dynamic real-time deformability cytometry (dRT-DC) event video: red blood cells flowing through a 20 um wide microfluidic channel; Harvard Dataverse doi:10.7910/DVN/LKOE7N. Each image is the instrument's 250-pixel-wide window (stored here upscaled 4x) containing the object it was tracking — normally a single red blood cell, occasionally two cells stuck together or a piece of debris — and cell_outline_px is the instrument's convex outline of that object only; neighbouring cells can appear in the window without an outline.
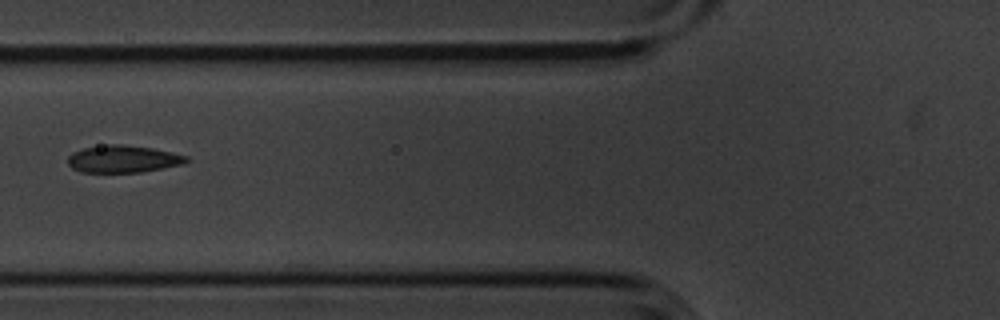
{"species": "common noctule bat (a hibernating species)", "species_latin": "Nyctalus noctula", "temperature_condition": "cold", "stored_images_in_passage": 9, "camera_frame_rate_fps": 3000, "um_per_image_px": 0.085, "animal": {"sex": "male", "body_mass_g": 20.1, "forearm_length_mm": 53.5}, "frame": {"image": 1, "passage_image": 6, "time_ms": 1.667, "image_size_px": [1000, 320], "cell_outline_px": [[188, 160], [184, 164], [140, 172], [80, 172], [72, 168], [68, 164], [68, 156], [72, 152], [84, 148], [108, 144], [120, 144], [152, 148], [172, 152], [188, 156]], "centroid_in_image_um": [10.45, 13.51], "position_along_channel_um": 115.3, "area_um2": 18.79}}
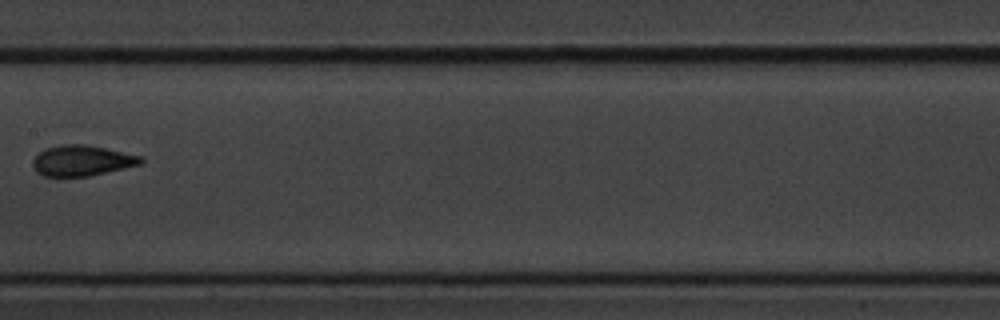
{"frame": {"image": 2, "passage_image": 8, "time_ms": 2.333, "image_size_px": [1000, 320], "cell_outline_px": [[144, 160], [140, 164], [124, 168], [88, 176], [44, 176], [36, 172], [32, 168], [32, 160], [44, 148], [64, 144], [88, 144], [144, 156]], "centroid_in_image_um": [6.96, 13.64], "position_along_channel_um": 200.4, "area_um2": 19.42}}
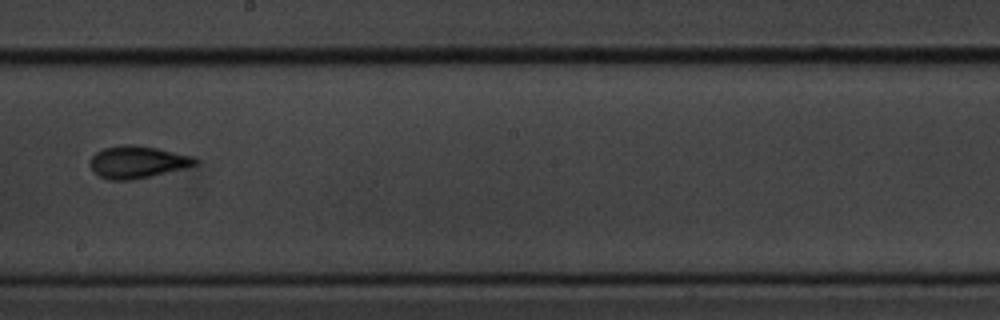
{"frame": {"image": 3, "passage_image": 9, "time_ms": 2.667, "image_size_px": [1000, 320], "cell_outline_px": [[200, 160], [196, 164], [184, 168], [152, 176], [128, 180], [108, 180], [100, 176], [88, 164], [92, 156], [96, 152], [104, 148], [120, 144], [132, 144], [156, 148], [192, 156]], "centroid_in_image_um": [11.66, 13.76], "position_along_channel_um": 236.5, "area_um2": 19.65}}